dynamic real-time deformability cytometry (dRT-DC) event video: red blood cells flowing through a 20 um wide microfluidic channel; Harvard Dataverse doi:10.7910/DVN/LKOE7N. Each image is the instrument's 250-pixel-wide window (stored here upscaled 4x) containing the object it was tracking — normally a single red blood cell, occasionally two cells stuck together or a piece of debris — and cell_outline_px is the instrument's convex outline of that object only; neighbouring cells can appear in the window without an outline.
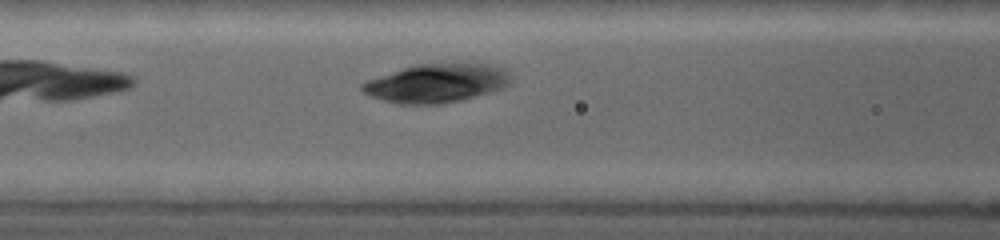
{"species": "common noctule bat (a hibernating species)", "species_latin": "Nyctalus noctula", "temperature_condition": "warm", "stored_images_in_passage": 5, "camera_frame_rate_fps": 5000, "um_per_image_px": 0.085, "animal": {"sex": "female", "body_mass_g": 19.0, "forearm_length_mm": 53.3}, "frame": {"image": 1, "passage_image": 4, "time_ms": 1.2, "image_size_px": [1000, 240], "cell_outline_px": [[508, 84], [504, 88], [476, 96], [460, 100], [440, 104], [400, 104], [384, 100], [372, 96], [364, 92], [360, 88], [360, 84], [364, 80], [416, 64], [444, 60], [488, 64], [500, 68], [508, 72]], "centroid_in_image_um": [37.08, 7.02], "position_along_channel_um": 129.5, "area_um2": 34.1}}